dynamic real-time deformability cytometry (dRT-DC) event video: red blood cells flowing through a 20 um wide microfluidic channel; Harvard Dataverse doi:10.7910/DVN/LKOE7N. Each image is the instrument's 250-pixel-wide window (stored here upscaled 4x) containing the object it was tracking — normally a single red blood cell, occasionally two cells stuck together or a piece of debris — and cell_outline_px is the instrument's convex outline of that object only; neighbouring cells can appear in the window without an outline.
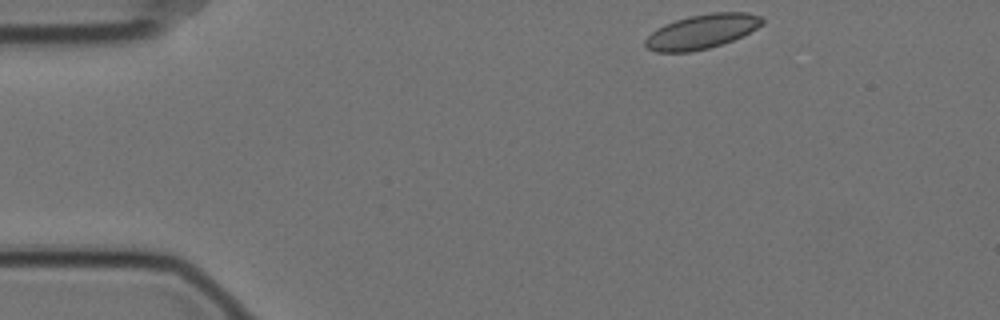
{"species": "Egyptian fruit bat (a non-hibernating species)", "species_latin": "Rousettus aegyptiacus", "temperature_condition": "cold", "stored_images_in_passage": 51, "segment_of_instrument_passage": [1, 2], "camera_frame_rate_fps": 3000, "um_per_image_px": 0.085, "animal": {"sex": "female"}, "frame": {"image": 1, "passage_image": 1, "time_ms": 0.0, "image_size_px": [1000, 320], "cell_outline_px": [[764, 24], [732, 40], [708, 48], [692, 52], [656, 52], [648, 48], [644, 44], [644, 40], [656, 28], [664, 24], [688, 16], [712, 12], [748, 12], [764, 16]], "centroid_in_image_um": [59.66, 2.66], "position_along_channel_um": 25.3, "area_um2": 23.47}}
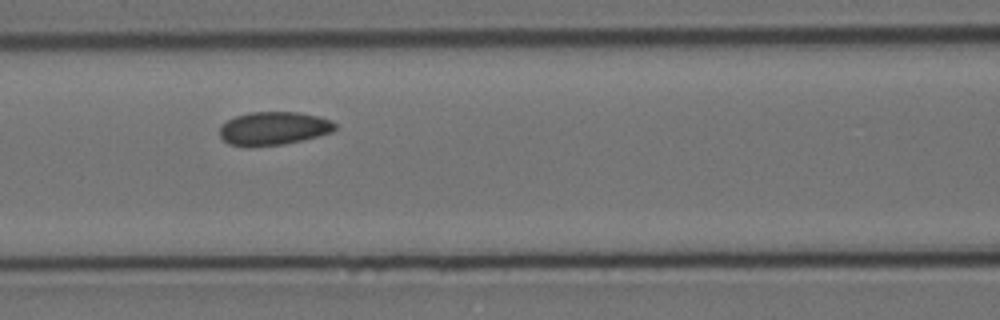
{"frame": {"image": 2, "passage_image": 17, "time_ms": 5.333, "image_size_px": [1000, 320], "cell_outline_px": [[336, 128], [332, 132], [284, 144], [248, 148], [228, 144], [220, 136], [220, 128], [228, 120], [236, 116], [248, 112], [300, 112], [320, 116], [332, 120], [336, 124]], "centroid_in_image_um": [23.25, 10.92], "position_along_channel_um": 143.3, "area_um2": 22.6}}
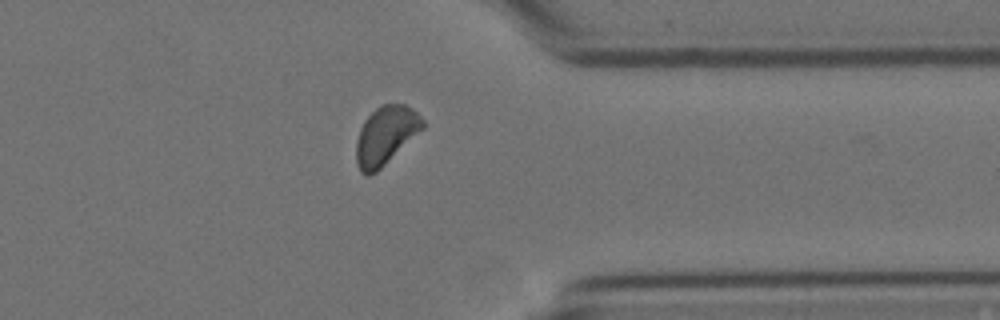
{"frame": {"image": 3, "passage_image": 38, "time_ms": 12.333, "image_size_px": [1000, 320], "cell_outline_px": [[424, 128], [376, 172], [368, 176], [360, 172], [356, 164], [356, 140], [360, 128], [364, 120], [376, 108], [384, 104], [404, 104], [412, 108], [424, 120]], "centroid_in_image_um": [32.76, 11.52], "position_along_channel_um": 378.6, "area_um2": 22.48}}